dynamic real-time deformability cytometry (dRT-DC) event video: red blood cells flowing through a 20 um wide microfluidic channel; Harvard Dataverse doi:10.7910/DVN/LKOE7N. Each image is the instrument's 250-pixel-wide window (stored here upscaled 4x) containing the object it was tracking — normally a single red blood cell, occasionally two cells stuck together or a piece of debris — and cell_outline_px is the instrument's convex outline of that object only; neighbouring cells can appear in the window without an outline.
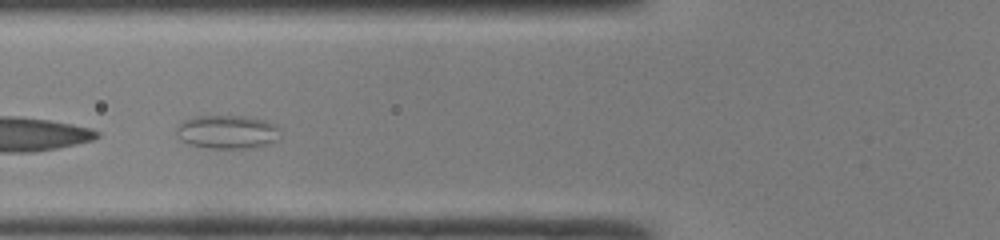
{"species": "common noctule bat (a hibernating species)", "species_latin": "Nyctalus noctula", "temperature_condition": "room temperature", "stored_images_in_passage": 25, "camera_frame_rate_fps": 3000, "um_per_image_px": 0.085, "animal": {"sex": "male", "body_mass_g": 19.0, "forearm_length_mm": 50.8}, "frame": {"image": 1, "passage_image": 5, "time_ms": 1.333, "image_size_px": [1000, 240], "cell_outline_px": [[280, 128], [276, 140], [272, 144], [260, 148], [212, 148], [188, 144], [180, 140], [176, 132], [176, 128], [184, 120], [196, 116], [240, 116], [264, 120]], "centroid_in_image_um": [19.32, 11.23], "position_along_channel_um": 106.5, "area_um2": 20.35}}
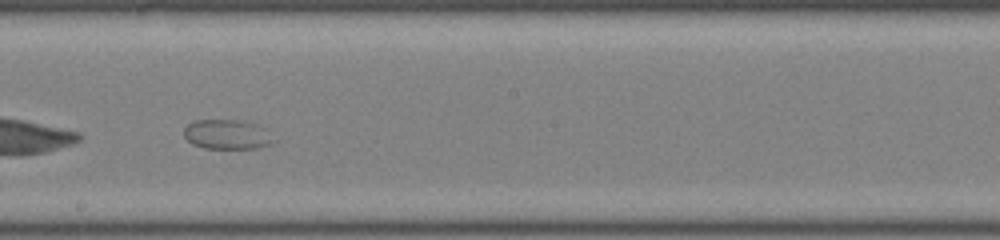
{"frame": {"image": 2, "passage_image": 14, "time_ms": 4.333, "image_size_px": [1000, 240], "cell_outline_px": [[276, 140], [272, 144], [256, 148], [204, 148], [192, 144], [184, 136], [184, 128], [188, 124], [196, 120], [236, 120], [256, 124], [268, 128]], "centroid_in_image_um": [19.36, 11.43], "position_along_channel_um": 228.8, "area_um2": 15.66}}
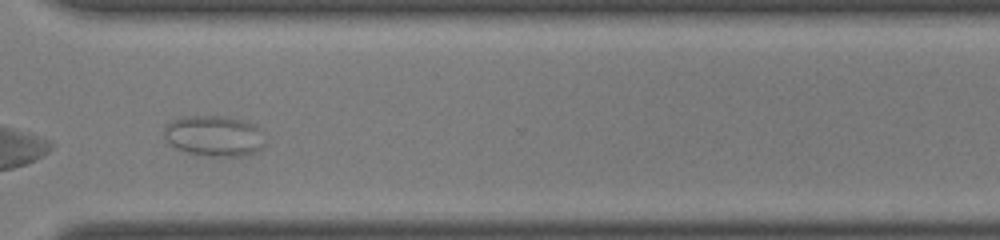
{"frame": {"image": 3, "passage_image": 23, "time_ms": 7.333, "image_size_px": [1000, 240], "cell_outline_px": [[268, 136], [264, 144], [256, 152], [240, 156], [208, 156], [188, 152], [176, 148], [164, 136], [164, 128], [172, 120], [180, 116], [220, 116], [240, 120], [252, 124], [260, 128]], "centroid_in_image_um": [18.25, 11.55], "position_along_channel_um": 352.4, "area_um2": 23.99}}